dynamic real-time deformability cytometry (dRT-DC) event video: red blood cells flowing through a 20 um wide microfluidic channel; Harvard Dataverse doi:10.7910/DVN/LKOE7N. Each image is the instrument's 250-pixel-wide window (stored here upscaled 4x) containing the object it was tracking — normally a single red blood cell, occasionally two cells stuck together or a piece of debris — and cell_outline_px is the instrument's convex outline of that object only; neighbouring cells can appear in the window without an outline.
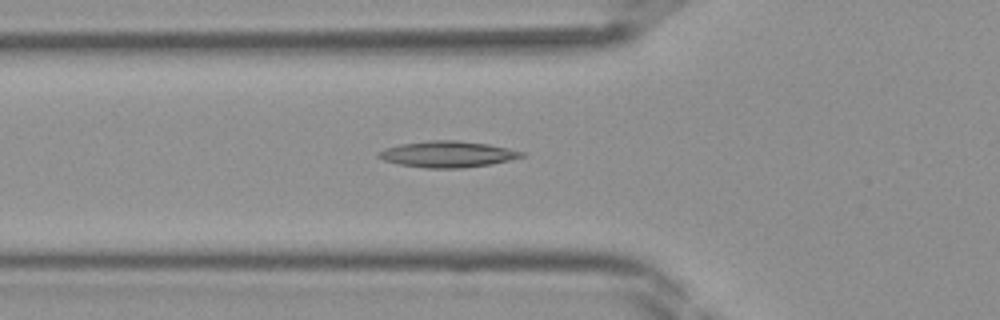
{"species": "Egyptian fruit bat (a non-hibernating species)", "species_latin": "Rousettus aegyptiacus", "temperature_condition": "room temperature", "stored_images_in_passage": 18, "camera_frame_rate_fps": 3000, "um_per_image_px": 0.085, "frame": {"image": 1, "passage_image": 12, "time_ms": 3.667, "image_size_px": [1000, 320], "cell_outline_px": [[524, 156], [492, 164], [464, 168], [424, 168], [400, 164], [384, 160], [376, 156], [376, 152], [384, 148], [400, 144], [428, 140], [456, 140], [488, 144], [508, 148], [524, 152]], "centroid_in_image_um": [38.0, 13.1], "position_along_channel_um": 87.8, "area_um2": 21.91}}
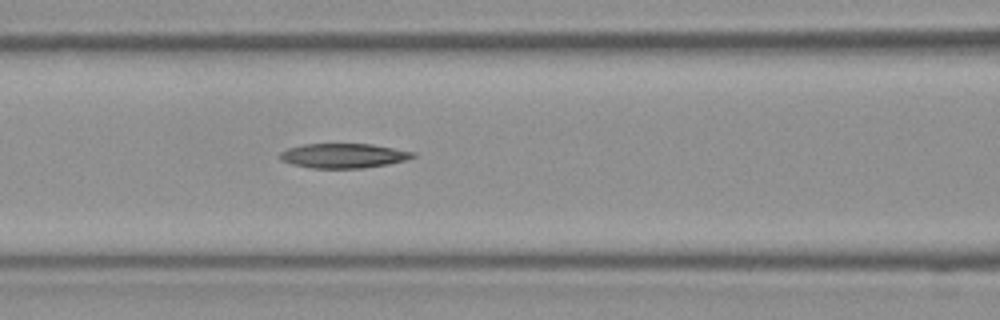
{"frame": {"image": 2, "passage_image": 15, "time_ms": 4.667, "image_size_px": [1000, 320], "cell_outline_px": [[416, 156], [408, 160], [388, 164], [360, 168], [312, 168], [292, 164], [280, 160], [280, 152], [288, 148], [304, 144], [372, 144], [416, 152]], "centroid_in_image_um": [29.22, 13.23], "position_along_channel_um": 137.4, "area_um2": 19.07}}
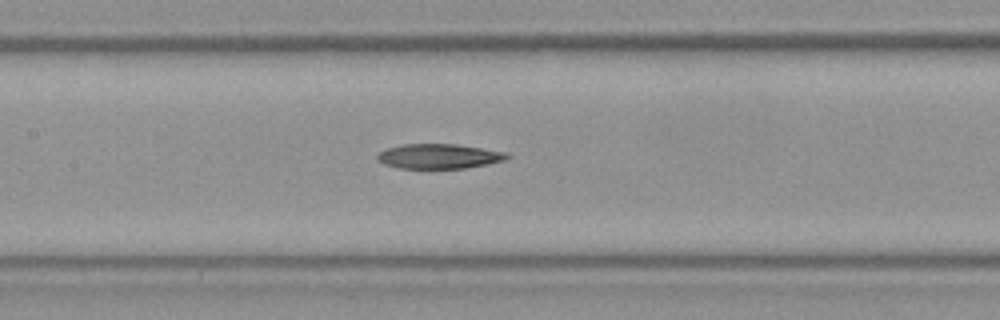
{"frame": {"image": 3, "passage_image": 17, "time_ms": 5.333, "image_size_px": [1000, 320], "cell_outline_px": [[512, 156], [504, 160], [488, 164], [464, 168], [400, 168], [384, 164], [376, 160], [376, 156], [380, 152], [388, 148], [404, 144], [456, 144], [508, 152]], "centroid_in_image_um": [37.34, 13.28], "position_along_channel_um": 170.1, "area_um2": 18.73}}